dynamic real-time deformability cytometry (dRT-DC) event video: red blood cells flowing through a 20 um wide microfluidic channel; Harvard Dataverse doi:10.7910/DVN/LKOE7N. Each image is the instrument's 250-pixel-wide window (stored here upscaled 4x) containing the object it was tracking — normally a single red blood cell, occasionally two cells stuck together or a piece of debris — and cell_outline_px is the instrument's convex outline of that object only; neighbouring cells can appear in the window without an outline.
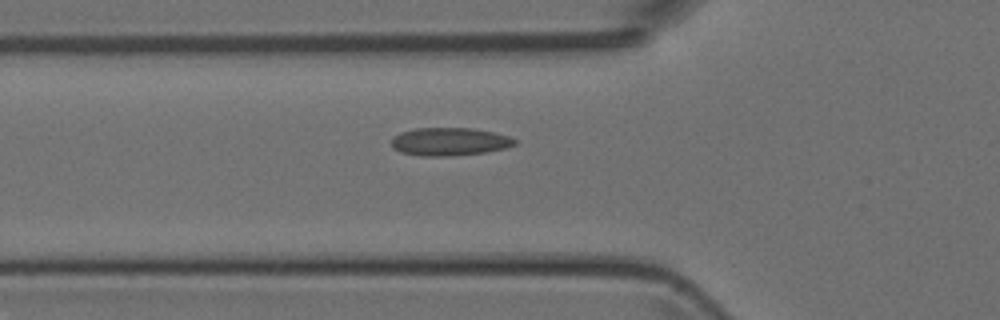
{"species": "Egyptian fruit bat (a non-hibernating species)", "species_latin": "Rousettus aegyptiacus", "temperature_condition": "room temperature", "stored_images_in_passage": 5, "camera_frame_rate_fps": 3000, "um_per_image_px": 0.085, "animal": {"sex": "female"}, "frame": {"image": 1, "passage_image": 5, "time_ms": 5.333, "image_size_px": [1000, 320], "cell_outline_px": [[516, 144], [504, 148], [484, 152], [452, 156], [420, 156], [400, 152], [392, 148], [392, 136], [400, 132], [416, 128], [472, 128], [492, 132], [508, 136], [516, 140]], "centroid_in_image_um": [38.15, 12.04], "position_along_channel_um": 87.6, "area_um2": 20.11}}